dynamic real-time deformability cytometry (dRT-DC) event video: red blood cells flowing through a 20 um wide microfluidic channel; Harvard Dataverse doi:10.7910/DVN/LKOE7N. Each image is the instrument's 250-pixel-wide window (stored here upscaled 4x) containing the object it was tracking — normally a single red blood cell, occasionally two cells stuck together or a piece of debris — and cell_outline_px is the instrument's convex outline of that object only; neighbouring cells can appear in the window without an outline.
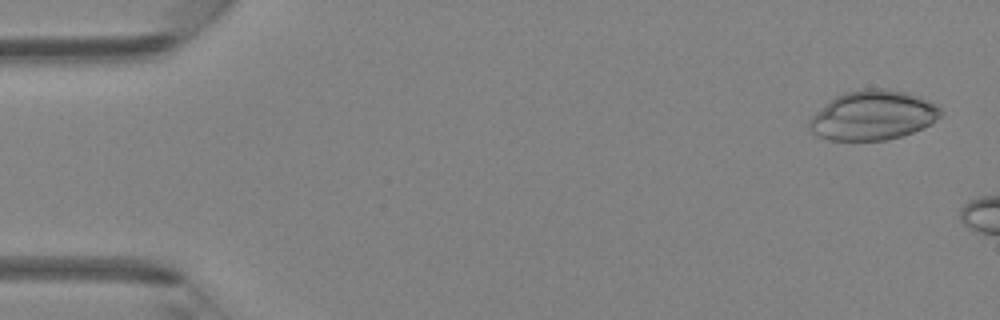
{"species": "Egyptian fruit bat (a non-hibernating species)", "species_latin": "Rousettus aegyptiacus", "temperature_condition": "room temperature", "stored_images_in_passage": 7, "camera_frame_rate_fps": 3000, "um_per_image_px": 0.085, "animal": {"sex": "female"}, "frame": {"image": 1, "passage_image": 2, "time_ms": 0.333, "image_size_px": [1000, 320], "cell_outline_px": [[944, 112], [940, 116], [924, 128], [888, 140], [828, 140], [816, 136], [808, 128], [808, 120], [816, 112], [836, 96], [844, 92], [860, 88], [888, 88], [904, 92], [940, 104]], "centroid_in_image_um": [74.2, 9.8], "position_along_channel_um": 10.8, "area_um2": 38.15}}